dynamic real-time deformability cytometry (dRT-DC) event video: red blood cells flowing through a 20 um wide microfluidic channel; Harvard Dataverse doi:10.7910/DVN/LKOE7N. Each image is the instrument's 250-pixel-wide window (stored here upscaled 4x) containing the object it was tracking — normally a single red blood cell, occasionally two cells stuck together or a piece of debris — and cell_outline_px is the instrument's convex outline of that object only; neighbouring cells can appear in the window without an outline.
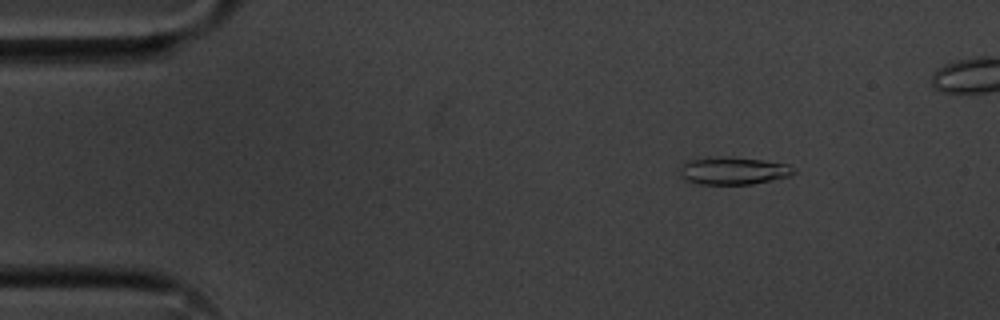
{"species": "common noctule bat (a hibernating species)", "species_latin": "Nyctalus noctula", "temperature_condition": "cold", "stored_images_in_passage": 52, "camera_frame_rate_fps": 3000, "um_per_image_px": 0.085, "animal": {"sex": "male", "body_mass_g": 20.1, "forearm_length_mm": 53.5}, "frame": {"image": 1, "passage_image": 8, "time_ms": 2.333, "image_size_px": [1000, 320], "cell_outline_px": [[796, 172], [792, 176], [752, 184], [700, 184], [684, 180], [680, 176], [680, 164], [692, 160], [720, 156], [724, 156], [764, 160], [788, 164], [796, 168]], "centroid_in_image_um": [62.36, 14.51], "position_along_channel_um": 22.6, "area_um2": 18.5}}
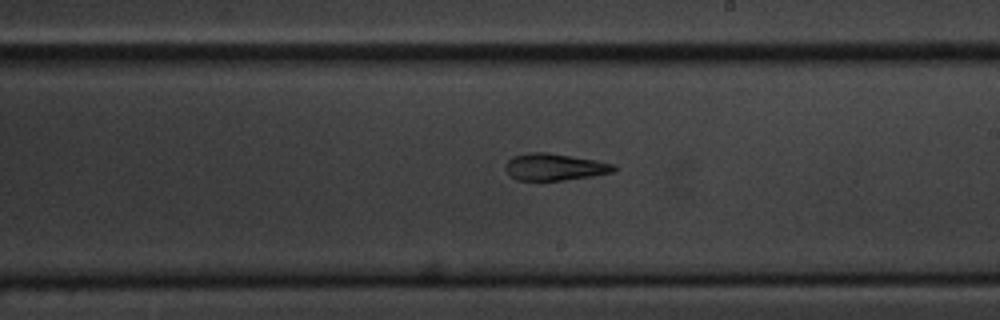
{"frame": {"image": 2, "passage_image": 32, "time_ms": 10.333, "image_size_px": [1000, 320], "cell_outline_px": [[616, 168], [612, 172], [592, 176], [564, 180], [516, 180], [504, 168], [504, 164], [512, 156], [528, 152], [548, 152], [596, 160], [616, 164]], "centroid_in_image_um": [47.12, 14.18], "position_along_channel_um": 241.9, "area_um2": 17.05}}
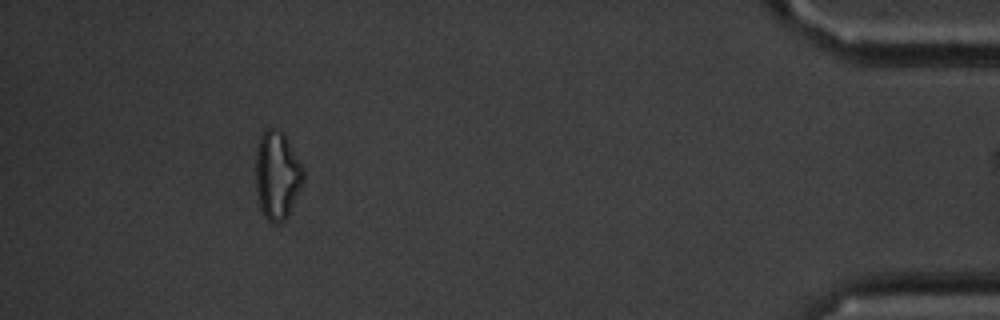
{"frame": {"image": 3, "passage_image": 51, "time_ms": 16.667, "image_size_px": [1000, 320], "cell_outline_px": [[304, 176], [300, 188], [288, 216], [280, 224], [272, 224], [264, 216], [260, 208], [256, 188], [256, 148], [260, 136], [264, 128], [280, 128], [284, 132], [304, 168]], "centroid_in_image_um": [23.55, 14.87], "position_along_channel_um": 411.7, "area_um2": 24.85}}